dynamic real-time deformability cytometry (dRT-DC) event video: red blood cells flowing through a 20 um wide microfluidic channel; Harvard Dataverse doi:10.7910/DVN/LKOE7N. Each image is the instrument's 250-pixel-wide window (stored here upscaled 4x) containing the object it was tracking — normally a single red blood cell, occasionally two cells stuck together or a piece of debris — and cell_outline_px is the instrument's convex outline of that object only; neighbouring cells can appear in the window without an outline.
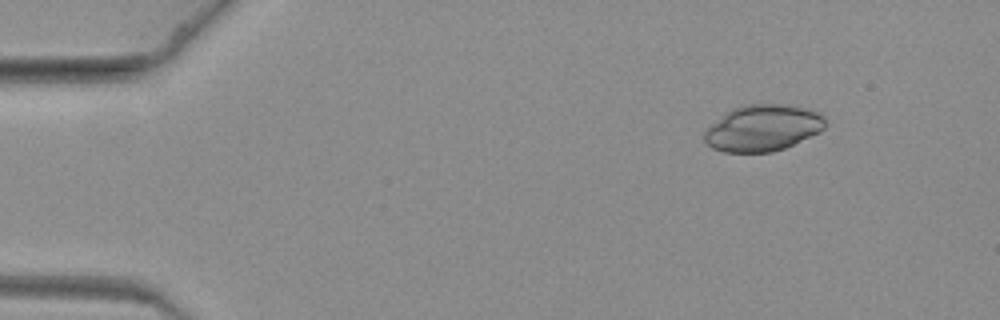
{"species": "common noctule bat (a hibernating species)", "species_latin": "Nyctalus noctula", "temperature_condition": "warm", "stored_images_in_passage": 44, "segment_of_instrument_passage": [1, 2], "camera_frame_rate_fps": 3000, "um_per_image_px": 0.085, "animal": {"sex": "female", "body_mass_g": 19.3, "forearm_length_mm": 54.1}, "frame": {"image": 1, "passage_image": 1, "time_ms": 0.0, "image_size_px": [1000, 320], "cell_outline_px": [[828, 124], [820, 132], [784, 148], [772, 152], [724, 152], [712, 148], [704, 140], [704, 132], [712, 124], [732, 108], [744, 104], [788, 104], [820, 112], [824, 116]], "centroid_in_image_um": [64.88, 10.87], "position_along_channel_um": 20.1, "area_um2": 32.71}}